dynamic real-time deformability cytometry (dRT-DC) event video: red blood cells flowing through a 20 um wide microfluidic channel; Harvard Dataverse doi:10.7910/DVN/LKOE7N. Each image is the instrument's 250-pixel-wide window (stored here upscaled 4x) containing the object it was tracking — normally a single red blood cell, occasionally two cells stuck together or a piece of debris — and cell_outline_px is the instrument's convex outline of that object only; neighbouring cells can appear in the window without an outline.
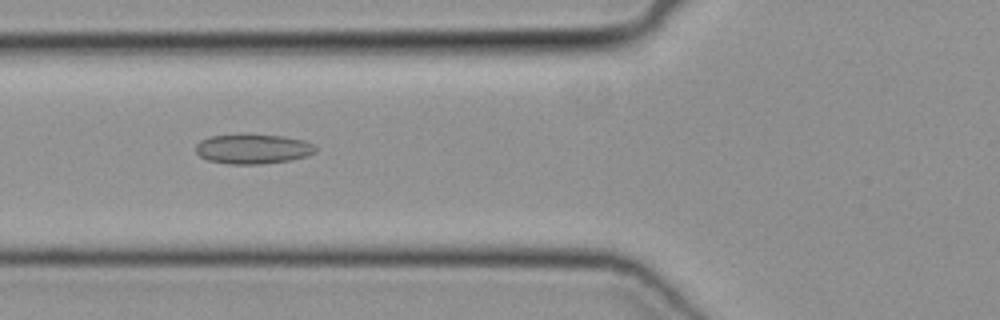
{"species": "common noctule bat (a hibernating species)", "species_latin": "Nyctalus noctula", "temperature_condition": "cold", "stored_images_in_passage": 30, "camera_frame_rate_fps": 3000, "um_per_image_px": 0.085, "animal": {"sex": "female", "body_mass_g": 19.3, "forearm_length_mm": 54.1}, "frame": {"image": 1, "passage_image": 4, "time_ms": 1.0, "image_size_px": [1000, 320], "cell_outline_px": [[316, 152], [308, 156], [288, 160], [260, 164], [228, 164], [208, 160], [200, 156], [196, 152], [196, 144], [200, 140], [212, 136], [240, 132], [284, 136], [304, 140], [312, 144], [316, 148]], "centroid_in_image_um": [21.48, 12.62], "position_along_channel_um": 104.3, "area_um2": 21.27}}
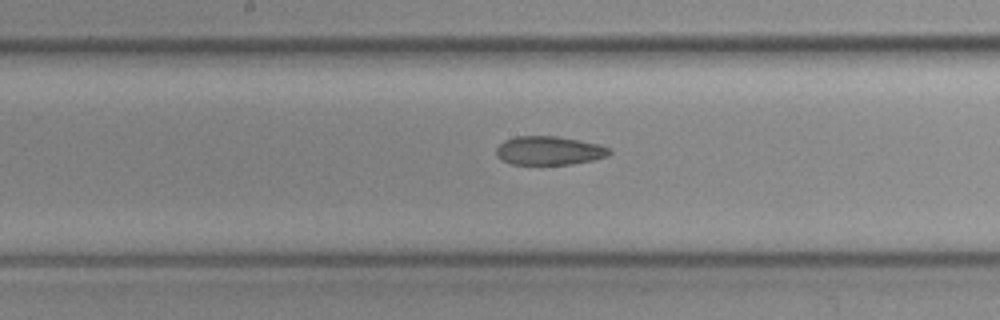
{"frame": {"image": 2, "passage_image": 11, "time_ms": 3.333, "image_size_px": [1000, 320], "cell_outline_px": [[612, 152], [608, 156], [592, 160], [568, 164], [512, 164], [504, 160], [496, 152], [496, 148], [504, 140], [516, 136], [556, 136], [600, 144], [608, 148]], "centroid_in_image_um": [46.7, 12.79], "position_along_channel_um": 201.5, "area_um2": 18.67}}
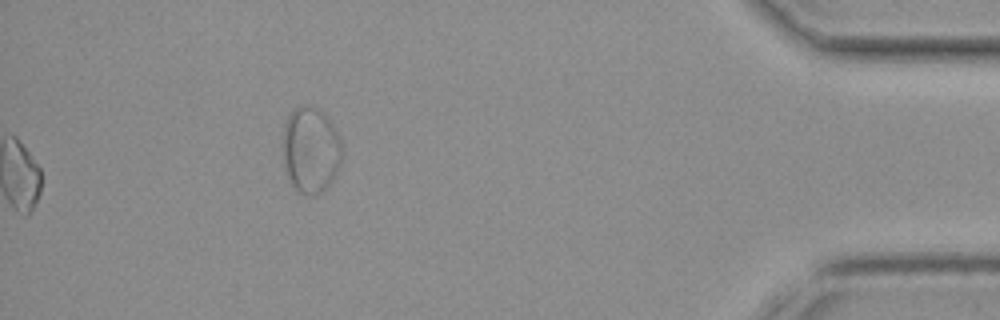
{"frame": {"image": 3, "passage_image": 30, "time_ms": 9.667, "image_size_px": [1000, 320], "cell_outline_px": [[344, 156], [332, 180], [316, 196], [304, 196], [292, 184], [288, 176], [284, 164], [280, 148], [284, 124], [292, 108], [300, 104], [304, 104], [316, 108], [332, 124], [344, 148]], "centroid_in_image_um": [26.37, 12.74], "position_along_channel_um": 408.8, "area_um2": 30.23}}